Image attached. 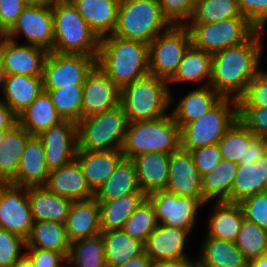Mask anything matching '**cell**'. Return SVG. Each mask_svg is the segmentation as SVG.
Listing matches in <instances>:
<instances>
[{"mask_svg": "<svg viewBox=\"0 0 267 267\" xmlns=\"http://www.w3.org/2000/svg\"><path fill=\"white\" fill-rule=\"evenodd\" d=\"M166 190L180 197L204 198L202 177L189 151L179 148L170 154Z\"/></svg>", "mask_w": 267, "mask_h": 267, "instance_id": "19", "label": "cell"}, {"mask_svg": "<svg viewBox=\"0 0 267 267\" xmlns=\"http://www.w3.org/2000/svg\"><path fill=\"white\" fill-rule=\"evenodd\" d=\"M44 91L42 77L6 75L2 98L12 111L19 116L35 98Z\"/></svg>", "mask_w": 267, "mask_h": 267, "instance_id": "30", "label": "cell"}, {"mask_svg": "<svg viewBox=\"0 0 267 267\" xmlns=\"http://www.w3.org/2000/svg\"><path fill=\"white\" fill-rule=\"evenodd\" d=\"M30 136L19 123L6 132L0 144V183H9L16 176Z\"/></svg>", "mask_w": 267, "mask_h": 267, "instance_id": "35", "label": "cell"}, {"mask_svg": "<svg viewBox=\"0 0 267 267\" xmlns=\"http://www.w3.org/2000/svg\"><path fill=\"white\" fill-rule=\"evenodd\" d=\"M5 80H6V72L3 69V66H2V64L0 62V89H1L2 93H3V90H4Z\"/></svg>", "mask_w": 267, "mask_h": 267, "instance_id": "62", "label": "cell"}, {"mask_svg": "<svg viewBox=\"0 0 267 267\" xmlns=\"http://www.w3.org/2000/svg\"><path fill=\"white\" fill-rule=\"evenodd\" d=\"M211 69L212 54L191 45L184 54L173 77L168 81V84L170 86L178 82H192V84L204 82L199 87L209 86Z\"/></svg>", "mask_w": 267, "mask_h": 267, "instance_id": "34", "label": "cell"}, {"mask_svg": "<svg viewBox=\"0 0 267 267\" xmlns=\"http://www.w3.org/2000/svg\"><path fill=\"white\" fill-rule=\"evenodd\" d=\"M51 97L63 120L78 123L82 119L83 85L63 86L59 89H44Z\"/></svg>", "mask_w": 267, "mask_h": 267, "instance_id": "43", "label": "cell"}, {"mask_svg": "<svg viewBox=\"0 0 267 267\" xmlns=\"http://www.w3.org/2000/svg\"><path fill=\"white\" fill-rule=\"evenodd\" d=\"M67 263L69 267H107L101 234L70 243Z\"/></svg>", "mask_w": 267, "mask_h": 267, "instance_id": "40", "label": "cell"}, {"mask_svg": "<svg viewBox=\"0 0 267 267\" xmlns=\"http://www.w3.org/2000/svg\"><path fill=\"white\" fill-rule=\"evenodd\" d=\"M179 148L180 127L168 113L154 120L129 122L121 151L132 159L150 152L171 154Z\"/></svg>", "mask_w": 267, "mask_h": 267, "instance_id": "4", "label": "cell"}, {"mask_svg": "<svg viewBox=\"0 0 267 267\" xmlns=\"http://www.w3.org/2000/svg\"><path fill=\"white\" fill-rule=\"evenodd\" d=\"M192 231L158 224L144 243V252L152 264L190 258L185 252Z\"/></svg>", "mask_w": 267, "mask_h": 267, "instance_id": "18", "label": "cell"}, {"mask_svg": "<svg viewBox=\"0 0 267 267\" xmlns=\"http://www.w3.org/2000/svg\"><path fill=\"white\" fill-rule=\"evenodd\" d=\"M48 53L42 47L19 44L4 35L0 40V62L6 75L42 77Z\"/></svg>", "mask_w": 267, "mask_h": 267, "instance_id": "16", "label": "cell"}, {"mask_svg": "<svg viewBox=\"0 0 267 267\" xmlns=\"http://www.w3.org/2000/svg\"><path fill=\"white\" fill-rule=\"evenodd\" d=\"M129 194H144L140 191L135 165L123 157L107 181L96 191L97 201H111Z\"/></svg>", "mask_w": 267, "mask_h": 267, "instance_id": "31", "label": "cell"}, {"mask_svg": "<svg viewBox=\"0 0 267 267\" xmlns=\"http://www.w3.org/2000/svg\"><path fill=\"white\" fill-rule=\"evenodd\" d=\"M128 118L121 104L77 123L78 150H122Z\"/></svg>", "mask_w": 267, "mask_h": 267, "instance_id": "7", "label": "cell"}, {"mask_svg": "<svg viewBox=\"0 0 267 267\" xmlns=\"http://www.w3.org/2000/svg\"><path fill=\"white\" fill-rule=\"evenodd\" d=\"M196 0H158L163 17L172 26H186L191 20Z\"/></svg>", "mask_w": 267, "mask_h": 267, "instance_id": "47", "label": "cell"}, {"mask_svg": "<svg viewBox=\"0 0 267 267\" xmlns=\"http://www.w3.org/2000/svg\"><path fill=\"white\" fill-rule=\"evenodd\" d=\"M25 248H41L53 250L68 256L70 241L65 224L53 221L34 222L29 237L25 240Z\"/></svg>", "mask_w": 267, "mask_h": 267, "instance_id": "38", "label": "cell"}, {"mask_svg": "<svg viewBox=\"0 0 267 267\" xmlns=\"http://www.w3.org/2000/svg\"><path fill=\"white\" fill-rule=\"evenodd\" d=\"M18 124V116L0 99V130H11Z\"/></svg>", "mask_w": 267, "mask_h": 267, "instance_id": "56", "label": "cell"}, {"mask_svg": "<svg viewBox=\"0 0 267 267\" xmlns=\"http://www.w3.org/2000/svg\"><path fill=\"white\" fill-rule=\"evenodd\" d=\"M65 229L70 243L101 234L99 202L95 198L73 201Z\"/></svg>", "mask_w": 267, "mask_h": 267, "instance_id": "24", "label": "cell"}, {"mask_svg": "<svg viewBox=\"0 0 267 267\" xmlns=\"http://www.w3.org/2000/svg\"><path fill=\"white\" fill-rule=\"evenodd\" d=\"M222 97L209 85L196 87L180 99L171 114L181 128L185 124L198 119L202 114L214 107Z\"/></svg>", "mask_w": 267, "mask_h": 267, "instance_id": "32", "label": "cell"}, {"mask_svg": "<svg viewBox=\"0 0 267 267\" xmlns=\"http://www.w3.org/2000/svg\"><path fill=\"white\" fill-rule=\"evenodd\" d=\"M41 139L31 135L21 156L16 176L9 182L23 187L44 186L49 175Z\"/></svg>", "mask_w": 267, "mask_h": 267, "instance_id": "22", "label": "cell"}, {"mask_svg": "<svg viewBox=\"0 0 267 267\" xmlns=\"http://www.w3.org/2000/svg\"><path fill=\"white\" fill-rule=\"evenodd\" d=\"M173 101L168 82L151 74L120 89V104L129 122L162 118Z\"/></svg>", "mask_w": 267, "mask_h": 267, "instance_id": "3", "label": "cell"}, {"mask_svg": "<svg viewBox=\"0 0 267 267\" xmlns=\"http://www.w3.org/2000/svg\"><path fill=\"white\" fill-rule=\"evenodd\" d=\"M267 150V138L255 137L248 146L247 161L239 163H255L258 158Z\"/></svg>", "mask_w": 267, "mask_h": 267, "instance_id": "55", "label": "cell"}, {"mask_svg": "<svg viewBox=\"0 0 267 267\" xmlns=\"http://www.w3.org/2000/svg\"><path fill=\"white\" fill-rule=\"evenodd\" d=\"M237 119V100L222 98L208 112L180 128V148L191 151L217 144Z\"/></svg>", "mask_w": 267, "mask_h": 267, "instance_id": "8", "label": "cell"}, {"mask_svg": "<svg viewBox=\"0 0 267 267\" xmlns=\"http://www.w3.org/2000/svg\"><path fill=\"white\" fill-rule=\"evenodd\" d=\"M170 26L158 0H120L113 35L149 44Z\"/></svg>", "mask_w": 267, "mask_h": 267, "instance_id": "6", "label": "cell"}, {"mask_svg": "<svg viewBox=\"0 0 267 267\" xmlns=\"http://www.w3.org/2000/svg\"><path fill=\"white\" fill-rule=\"evenodd\" d=\"M158 224L154 208L145 198L125 222L123 230L131 237L145 243Z\"/></svg>", "mask_w": 267, "mask_h": 267, "instance_id": "45", "label": "cell"}, {"mask_svg": "<svg viewBox=\"0 0 267 267\" xmlns=\"http://www.w3.org/2000/svg\"><path fill=\"white\" fill-rule=\"evenodd\" d=\"M186 26L191 34L192 45L210 54L246 42L257 31L246 18Z\"/></svg>", "mask_w": 267, "mask_h": 267, "instance_id": "9", "label": "cell"}, {"mask_svg": "<svg viewBox=\"0 0 267 267\" xmlns=\"http://www.w3.org/2000/svg\"><path fill=\"white\" fill-rule=\"evenodd\" d=\"M25 247L22 237L0 228V267H13L25 256Z\"/></svg>", "mask_w": 267, "mask_h": 267, "instance_id": "46", "label": "cell"}, {"mask_svg": "<svg viewBox=\"0 0 267 267\" xmlns=\"http://www.w3.org/2000/svg\"><path fill=\"white\" fill-rule=\"evenodd\" d=\"M257 30L246 42L212 54L209 85L222 97L238 100L261 71L263 36Z\"/></svg>", "mask_w": 267, "mask_h": 267, "instance_id": "1", "label": "cell"}, {"mask_svg": "<svg viewBox=\"0 0 267 267\" xmlns=\"http://www.w3.org/2000/svg\"><path fill=\"white\" fill-rule=\"evenodd\" d=\"M97 56L58 54L50 51L43 67V88L83 85L96 66Z\"/></svg>", "mask_w": 267, "mask_h": 267, "instance_id": "11", "label": "cell"}, {"mask_svg": "<svg viewBox=\"0 0 267 267\" xmlns=\"http://www.w3.org/2000/svg\"><path fill=\"white\" fill-rule=\"evenodd\" d=\"M70 1L99 39L113 34L117 25L120 0Z\"/></svg>", "mask_w": 267, "mask_h": 267, "instance_id": "25", "label": "cell"}, {"mask_svg": "<svg viewBox=\"0 0 267 267\" xmlns=\"http://www.w3.org/2000/svg\"><path fill=\"white\" fill-rule=\"evenodd\" d=\"M82 118L102 113L120 104V89L97 66L83 84Z\"/></svg>", "mask_w": 267, "mask_h": 267, "instance_id": "17", "label": "cell"}, {"mask_svg": "<svg viewBox=\"0 0 267 267\" xmlns=\"http://www.w3.org/2000/svg\"><path fill=\"white\" fill-rule=\"evenodd\" d=\"M63 267H69L68 263H65V265Z\"/></svg>", "mask_w": 267, "mask_h": 267, "instance_id": "64", "label": "cell"}, {"mask_svg": "<svg viewBox=\"0 0 267 267\" xmlns=\"http://www.w3.org/2000/svg\"><path fill=\"white\" fill-rule=\"evenodd\" d=\"M145 198V194H129L111 201H98L101 231L123 229Z\"/></svg>", "mask_w": 267, "mask_h": 267, "instance_id": "39", "label": "cell"}, {"mask_svg": "<svg viewBox=\"0 0 267 267\" xmlns=\"http://www.w3.org/2000/svg\"><path fill=\"white\" fill-rule=\"evenodd\" d=\"M62 121L47 91L41 92L18 116V123L30 135L36 136Z\"/></svg>", "mask_w": 267, "mask_h": 267, "instance_id": "33", "label": "cell"}, {"mask_svg": "<svg viewBox=\"0 0 267 267\" xmlns=\"http://www.w3.org/2000/svg\"><path fill=\"white\" fill-rule=\"evenodd\" d=\"M235 244L248 260L258 258L267 252V230L244 219Z\"/></svg>", "mask_w": 267, "mask_h": 267, "instance_id": "44", "label": "cell"}, {"mask_svg": "<svg viewBox=\"0 0 267 267\" xmlns=\"http://www.w3.org/2000/svg\"><path fill=\"white\" fill-rule=\"evenodd\" d=\"M207 222L206 236L235 242L245 219L239 203L215 202Z\"/></svg>", "mask_w": 267, "mask_h": 267, "instance_id": "28", "label": "cell"}, {"mask_svg": "<svg viewBox=\"0 0 267 267\" xmlns=\"http://www.w3.org/2000/svg\"><path fill=\"white\" fill-rule=\"evenodd\" d=\"M99 67L121 89L149 73V44L108 35L100 39L96 58Z\"/></svg>", "mask_w": 267, "mask_h": 267, "instance_id": "2", "label": "cell"}, {"mask_svg": "<svg viewBox=\"0 0 267 267\" xmlns=\"http://www.w3.org/2000/svg\"><path fill=\"white\" fill-rule=\"evenodd\" d=\"M44 187L71 201L94 198V193L88 187L84 173L76 160L50 171Z\"/></svg>", "mask_w": 267, "mask_h": 267, "instance_id": "20", "label": "cell"}, {"mask_svg": "<svg viewBox=\"0 0 267 267\" xmlns=\"http://www.w3.org/2000/svg\"><path fill=\"white\" fill-rule=\"evenodd\" d=\"M194 267H202V266H200V265L197 263Z\"/></svg>", "mask_w": 267, "mask_h": 267, "instance_id": "65", "label": "cell"}, {"mask_svg": "<svg viewBox=\"0 0 267 267\" xmlns=\"http://www.w3.org/2000/svg\"><path fill=\"white\" fill-rule=\"evenodd\" d=\"M229 18H245L239 11L237 0H196L188 24L214 23Z\"/></svg>", "mask_w": 267, "mask_h": 267, "instance_id": "42", "label": "cell"}, {"mask_svg": "<svg viewBox=\"0 0 267 267\" xmlns=\"http://www.w3.org/2000/svg\"><path fill=\"white\" fill-rule=\"evenodd\" d=\"M115 267H152V262L145 252H143L142 254L130 258L127 262Z\"/></svg>", "mask_w": 267, "mask_h": 267, "instance_id": "57", "label": "cell"}, {"mask_svg": "<svg viewBox=\"0 0 267 267\" xmlns=\"http://www.w3.org/2000/svg\"><path fill=\"white\" fill-rule=\"evenodd\" d=\"M159 224L192 231L197 223L198 212L206 205L204 198L180 197L168 190L149 194Z\"/></svg>", "mask_w": 267, "mask_h": 267, "instance_id": "12", "label": "cell"}, {"mask_svg": "<svg viewBox=\"0 0 267 267\" xmlns=\"http://www.w3.org/2000/svg\"><path fill=\"white\" fill-rule=\"evenodd\" d=\"M267 191V150L253 163H238L231 188L230 203H240L246 197Z\"/></svg>", "mask_w": 267, "mask_h": 267, "instance_id": "26", "label": "cell"}, {"mask_svg": "<svg viewBox=\"0 0 267 267\" xmlns=\"http://www.w3.org/2000/svg\"><path fill=\"white\" fill-rule=\"evenodd\" d=\"M197 263L202 267H248L249 260L235 242L204 236Z\"/></svg>", "mask_w": 267, "mask_h": 267, "instance_id": "29", "label": "cell"}, {"mask_svg": "<svg viewBox=\"0 0 267 267\" xmlns=\"http://www.w3.org/2000/svg\"><path fill=\"white\" fill-rule=\"evenodd\" d=\"M7 131L8 130H0V144L4 140Z\"/></svg>", "mask_w": 267, "mask_h": 267, "instance_id": "63", "label": "cell"}, {"mask_svg": "<svg viewBox=\"0 0 267 267\" xmlns=\"http://www.w3.org/2000/svg\"><path fill=\"white\" fill-rule=\"evenodd\" d=\"M201 177L213 171L222 161V155L218 144L207 145L189 151Z\"/></svg>", "mask_w": 267, "mask_h": 267, "instance_id": "52", "label": "cell"}, {"mask_svg": "<svg viewBox=\"0 0 267 267\" xmlns=\"http://www.w3.org/2000/svg\"><path fill=\"white\" fill-rule=\"evenodd\" d=\"M170 154L150 152L132 158L140 191L146 196L165 190L169 179Z\"/></svg>", "mask_w": 267, "mask_h": 267, "instance_id": "23", "label": "cell"}, {"mask_svg": "<svg viewBox=\"0 0 267 267\" xmlns=\"http://www.w3.org/2000/svg\"><path fill=\"white\" fill-rule=\"evenodd\" d=\"M237 102L238 107L267 108V71H261L249 82Z\"/></svg>", "mask_w": 267, "mask_h": 267, "instance_id": "48", "label": "cell"}, {"mask_svg": "<svg viewBox=\"0 0 267 267\" xmlns=\"http://www.w3.org/2000/svg\"><path fill=\"white\" fill-rule=\"evenodd\" d=\"M23 35L28 45L39 46L50 52L54 44V18L52 8L41 5H27L13 27L4 35L17 42Z\"/></svg>", "mask_w": 267, "mask_h": 267, "instance_id": "13", "label": "cell"}, {"mask_svg": "<svg viewBox=\"0 0 267 267\" xmlns=\"http://www.w3.org/2000/svg\"><path fill=\"white\" fill-rule=\"evenodd\" d=\"M27 5H41L53 7L61 0H24Z\"/></svg>", "mask_w": 267, "mask_h": 267, "instance_id": "60", "label": "cell"}, {"mask_svg": "<svg viewBox=\"0 0 267 267\" xmlns=\"http://www.w3.org/2000/svg\"><path fill=\"white\" fill-rule=\"evenodd\" d=\"M123 157L121 150L85 151L77 149L75 160L84 173L88 187L95 194L109 179Z\"/></svg>", "mask_w": 267, "mask_h": 267, "instance_id": "21", "label": "cell"}, {"mask_svg": "<svg viewBox=\"0 0 267 267\" xmlns=\"http://www.w3.org/2000/svg\"><path fill=\"white\" fill-rule=\"evenodd\" d=\"M197 264V260H191V258L165 261L152 264V267H194Z\"/></svg>", "mask_w": 267, "mask_h": 267, "instance_id": "58", "label": "cell"}, {"mask_svg": "<svg viewBox=\"0 0 267 267\" xmlns=\"http://www.w3.org/2000/svg\"><path fill=\"white\" fill-rule=\"evenodd\" d=\"M13 267H35V266L32 264V262L26 256H24Z\"/></svg>", "mask_w": 267, "mask_h": 267, "instance_id": "61", "label": "cell"}, {"mask_svg": "<svg viewBox=\"0 0 267 267\" xmlns=\"http://www.w3.org/2000/svg\"><path fill=\"white\" fill-rule=\"evenodd\" d=\"M24 0H0V33L5 35L16 23L23 9Z\"/></svg>", "mask_w": 267, "mask_h": 267, "instance_id": "54", "label": "cell"}, {"mask_svg": "<svg viewBox=\"0 0 267 267\" xmlns=\"http://www.w3.org/2000/svg\"><path fill=\"white\" fill-rule=\"evenodd\" d=\"M33 223L27 187L0 183V228L26 240Z\"/></svg>", "mask_w": 267, "mask_h": 267, "instance_id": "14", "label": "cell"}, {"mask_svg": "<svg viewBox=\"0 0 267 267\" xmlns=\"http://www.w3.org/2000/svg\"><path fill=\"white\" fill-rule=\"evenodd\" d=\"M238 169V163L222 159L213 171L202 177V192L205 204L229 202L231 188Z\"/></svg>", "mask_w": 267, "mask_h": 267, "instance_id": "36", "label": "cell"}, {"mask_svg": "<svg viewBox=\"0 0 267 267\" xmlns=\"http://www.w3.org/2000/svg\"><path fill=\"white\" fill-rule=\"evenodd\" d=\"M255 137L256 136L237 119L217 143L222 159L236 163L247 161L248 146Z\"/></svg>", "mask_w": 267, "mask_h": 267, "instance_id": "41", "label": "cell"}, {"mask_svg": "<svg viewBox=\"0 0 267 267\" xmlns=\"http://www.w3.org/2000/svg\"><path fill=\"white\" fill-rule=\"evenodd\" d=\"M192 45L187 26H170L149 43V73L169 81Z\"/></svg>", "mask_w": 267, "mask_h": 267, "instance_id": "10", "label": "cell"}, {"mask_svg": "<svg viewBox=\"0 0 267 267\" xmlns=\"http://www.w3.org/2000/svg\"><path fill=\"white\" fill-rule=\"evenodd\" d=\"M38 137L42 141L46 166L49 171L71 163L78 149L77 123L63 120L42 131Z\"/></svg>", "mask_w": 267, "mask_h": 267, "instance_id": "15", "label": "cell"}, {"mask_svg": "<svg viewBox=\"0 0 267 267\" xmlns=\"http://www.w3.org/2000/svg\"><path fill=\"white\" fill-rule=\"evenodd\" d=\"M248 267H267V252L258 258L249 260Z\"/></svg>", "mask_w": 267, "mask_h": 267, "instance_id": "59", "label": "cell"}, {"mask_svg": "<svg viewBox=\"0 0 267 267\" xmlns=\"http://www.w3.org/2000/svg\"><path fill=\"white\" fill-rule=\"evenodd\" d=\"M27 196L34 222L65 224L73 201L48 191L44 186L27 187Z\"/></svg>", "mask_w": 267, "mask_h": 267, "instance_id": "27", "label": "cell"}, {"mask_svg": "<svg viewBox=\"0 0 267 267\" xmlns=\"http://www.w3.org/2000/svg\"><path fill=\"white\" fill-rule=\"evenodd\" d=\"M24 251L35 267H63L67 263V257L61 252L41 248H25Z\"/></svg>", "mask_w": 267, "mask_h": 267, "instance_id": "53", "label": "cell"}, {"mask_svg": "<svg viewBox=\"0 0 267 267\" xmlns=\"http://www.w3.org/2000/svg\"><path fill=\"white\" fill-rule=\"evenodd\" d=\"M54 44L58 54L97 56L100 39L90 29L70 0H61L52 7Z\"/></svg>", "mask_w": 267, "mask_h": 267, "instance_id": "5", "label": "cell"}, {"mask_svg": "<svg viewBox=\"0 0 267 267\" xmlns=\"http://www.w3.org/2000/svg\"><path fill=\"white\" fill-rule=\"evenodd\" d=\"M238 119L256 137L267 138V108L238 107Z\"/></svg>", "mask_w": 267, "mask_h": 267, "instance_id": "50", "label": "cell"}, {"mask_svg": "<svg viewBox=\"0 0 267 267\" xmlns=\"http://www.w3.org/2000/svg\"><path fill=\"white\" fill-rule=\"evenodd\" d=\"M239 204L247 221L267 230V191L246 197Z\"/></svg>", "mask_w": 267, "mask_h": 267, "instance_id": "49", "label": "cell"}, {"mask_svg": "<svg viewBox=\"0 0 267 267\" xmlns=\"http://www.w3.org/2000/svg\"><path fill=\"white\" fill-rule=\"evenodd\" d=\"M240 13L261 33L267 24V0H237Z\"/></svg>", "mask_w": 267, "mask_h": 267, "instance_id": "51", "label": "cell"}, {"mask_svg": "<svg viewBox=\"0 0 267 267\" xmlns=\"http://www.w3.org/2000/svg\"><path fill=\"white\" fill-rule=\"evenodd\" d=\"M107 267H115L144 252V243L123 229L102 231Z\"/></svg>", "mask_w": 267, "mask_h": 267, "instance_id": "37", "label": "cell"}]
</instances>
